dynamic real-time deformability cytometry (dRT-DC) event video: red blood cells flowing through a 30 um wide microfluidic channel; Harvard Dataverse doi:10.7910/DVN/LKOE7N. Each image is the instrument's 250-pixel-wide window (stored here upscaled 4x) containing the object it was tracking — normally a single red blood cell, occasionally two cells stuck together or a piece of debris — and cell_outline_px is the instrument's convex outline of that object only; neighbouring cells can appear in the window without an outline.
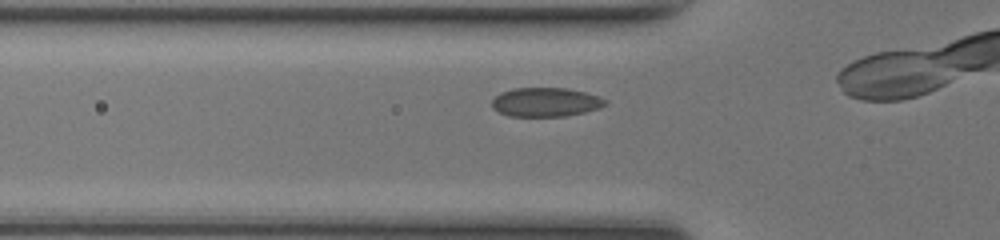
{"species": "common noctule bat (a hibernating species)", "species_latin": "Nyctalus noctula", "temperature_condition": "room temperature", "stored_images_in_passage": 26, "camera_frame_rate_fps": 3000, "um_per_image_px": 0.085, "animal": {"sex": "female", "body_mass_g": 17.0, "forearm_length_mm": 48.0}, "frame": {"image": 1, "passage_image": 4, "time_ms": 1.0, "image_size_px": [1000, 240], "cell_outline_px": [[608, 104], [600, 108], [584, 112], [564, 116], [508, 116], [492, 108], [492, 100], [500, 92], [512, 88], [568, 88], [600, 96], [608, 100]], "centroid_in_image_um": [46.4, 8.67], "position_along_channel_um": 79.4, "area_um2": 19.31}}
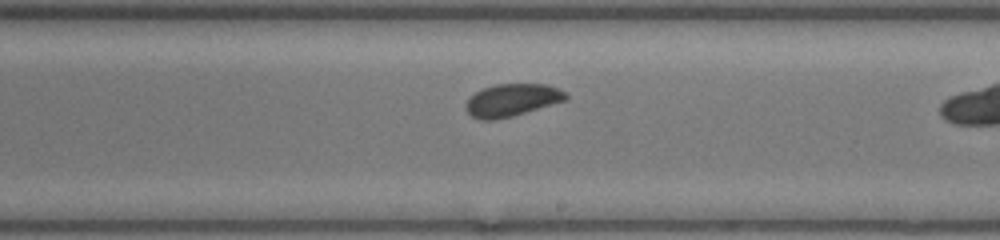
{"frame": {"image": 2, "passage_image": 16, "time_ms": 5.0, "image_size_px": [1000, 240], "cell_outline_px": [[568, 96], [564, 100], [512, 116], [492, 120], [480, 120], [472, 116], [464, 108], [464, 104], [476, 92], [484, 88], [496, 84], [544, 84], [568, 92]], "centroid_in_image_um": [43.48, 8.51], "position_along_channel_um": 245.5, "area_um2": 18.61}}
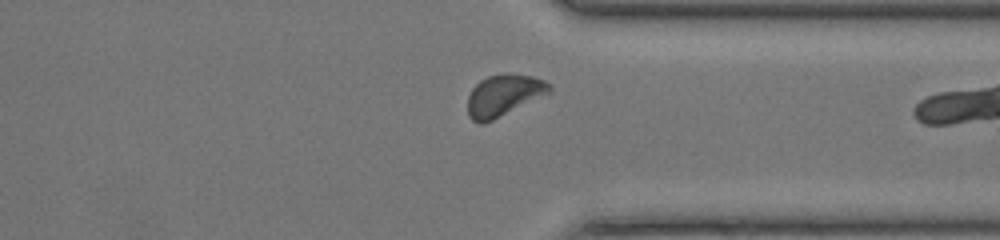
{"frame": {"image": 3, "passage_image": 25, "time_ms": 8.0, "image_size_px": [1000, 240], "cell_outline_px": [[552, 92], [484, 124], [480, 124], [472, 120], [468, 116], [468, 96], [472, 88], [480, 80], [488, 76], [504, 72], [508, 72], [532, 76], [544, 80], [552, 88]], "centroid_in_image_um": [42.81, 8.09], "position_along_channel_um": 368.6, "area_um2": 20.0}}